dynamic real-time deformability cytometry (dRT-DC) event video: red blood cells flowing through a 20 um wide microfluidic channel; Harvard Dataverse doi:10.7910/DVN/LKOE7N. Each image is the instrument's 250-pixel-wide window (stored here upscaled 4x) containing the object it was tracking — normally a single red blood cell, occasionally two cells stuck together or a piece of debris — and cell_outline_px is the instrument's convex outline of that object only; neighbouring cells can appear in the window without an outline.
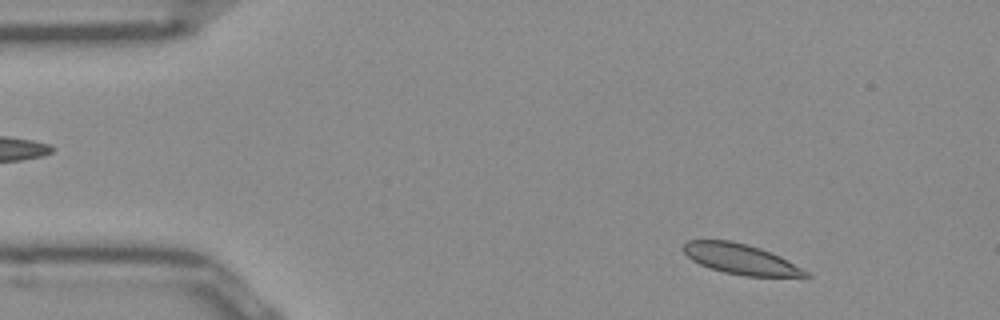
{"species": "Egyptian fruit bat (a non-hibernating species)", "species_latin": "Rousettus aegyptiacus", "temperature_condition": "room temperature", "stored_images_in_passage": 49, "camera_frame_rate_fps": 3000, "um_per_image_px": 0.085, "frame": {"image": 1, "passage_image": 4, "time_ms": 1.0, "image_size_px": [1000, 320], "cell_outline_px": [[812, 276], [744, 276], [724, 272], [700, 264], [692, 260], [684, 252], [684, 244], [688, 240], [732, 240], [748, 244], [760, 248], [780, 256], [808, 272]], "centroid_in_image_um": [62.94, 22.01], "position_along_channel_um": 22.1, "area_um2": 21.27}}
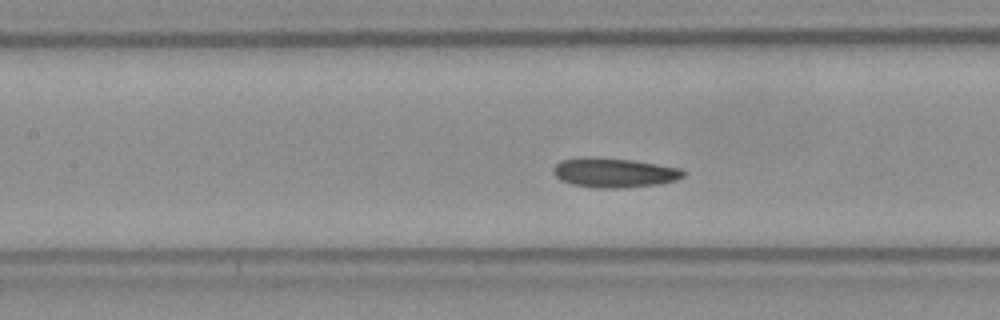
{"frame": {"image": 2, "passage_image": 20, "time_ms": 6.333, "image_size_px": [1000, 320], "cell_outline_px": [[684, 176], [676, 180], [660, 184], [624, 188], [596, 188], [572, 184], [560, 180], [552, 172], [552, 168], [560, 160], [632, 160], [680, 168], [684, 172]], "centroid_in_image_um": [52.25, 14.74], "position_along_channel_um": 155.2, "area_um2": 21.44}}
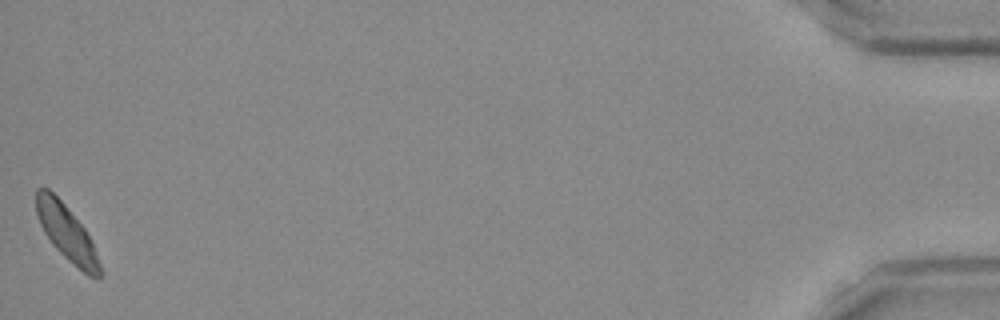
{"frame": {"image": 3, "passage_image": 49, "time_ms": 16.0, "image_size_px": [1000, 320], "cell_outline_px": [[104, 272], [96, 280], [88, 276], [68, 260], [52, 244], [44, 232], [40, 224], [36, 212], [36, 188], [48, 188], [64, 204], [84, 228], [92, 244]], "centroid_in_image_um": [5.68, 19.83], "position_along_channel_um": 429.5, "area_um2": 20.35}, "authors_computed_cell_mechanics": {"area_um2": 21.4438, "velocity_mm_per_s": 3.8841, "shape_relaxation_time_tau1_ms": null, "shape_relaxation_time_tau2_ms": 10.2697, "deformation_change_tau1": null, "deformation_change_tau2": 0.1175}}